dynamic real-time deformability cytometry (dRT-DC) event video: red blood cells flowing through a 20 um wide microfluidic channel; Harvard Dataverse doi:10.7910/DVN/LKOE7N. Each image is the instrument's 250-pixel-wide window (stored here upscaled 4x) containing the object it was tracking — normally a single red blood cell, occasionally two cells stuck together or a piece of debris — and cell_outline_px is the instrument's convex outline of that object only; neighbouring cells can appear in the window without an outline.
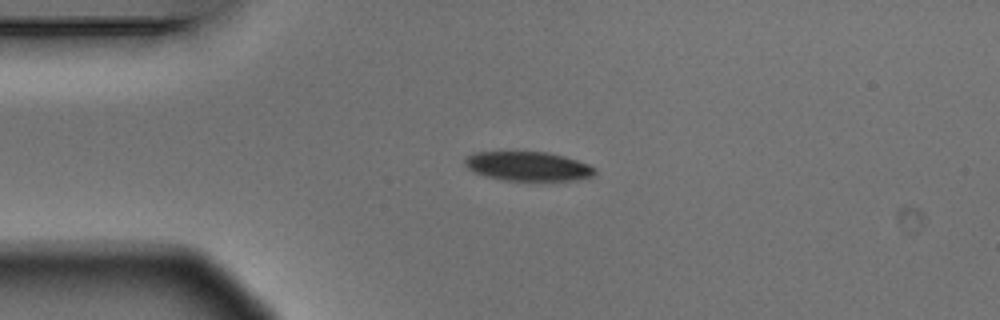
{"species": "Egyptian fruit bat (a non-hibernating species)", "species_latin": "Rousettus aegyptiacus", "temperature_condition": "warm", "stored_images_in_passage": 7, "camera_frame_rate_fps": 3000, "um_per_image_px": 0.085, "animal": {"sex": "male"}, "frame": {"image": 1, "passage_image": 1, "time_ms": 0.0, "image_size_px": [1000, 320], "cell_outline_px": [[596, 176], [576, 180], [504, 180], [484, 176], [468, 168], [464, 164], [464, 160], [472, 152], [548, 152], [564, 156], [588, 164], [596, 168]], "centroid_in_image_um": [44.91, 14.13], "position_along_channel_um": 40.1, "area_um2": 22.14}}
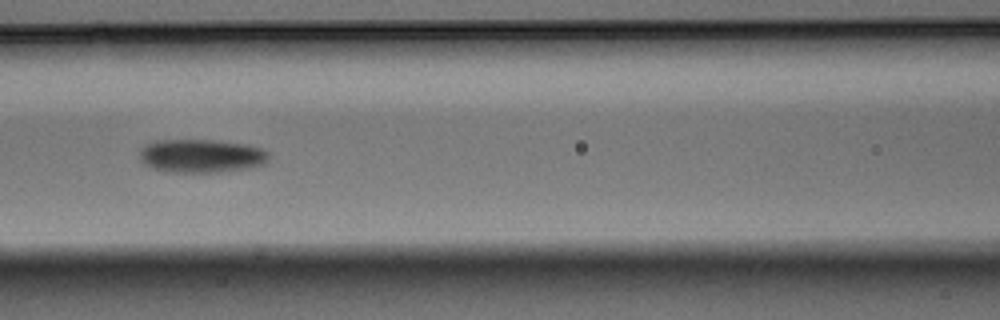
{"frame": {"image": 2, "passage_image": 4, "time_ms": 1.0, "image_size_px": [1000, 320], "cell_outline_px": [[268, 160], [264, 164], [256, 168], [228, 172], [164, 172], [152, 168], [144, 164], [140, 160], [140, 148], [144, 144], [156, 140], [212, 140], [248, 144], [260, 148], [268, 152]], "centroid_in_image_um": [17.12, 13.27], "position_along_channel_um": 149.5, "area_um2": 25.78}}
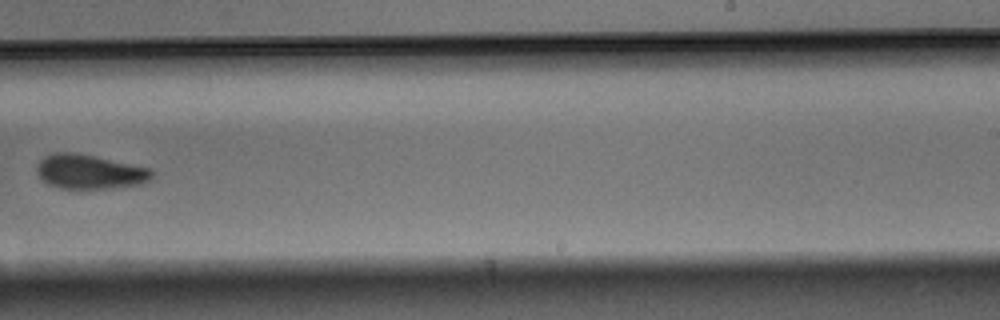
{"frame": {"image": 3, "passage_image": 7, "time_ms": 2.0, "image_size_px": [1000, 320], "cell_outline_px": [[152, 176], [144, 184], [108, 188], [60, 188], [48, 184], [36, 172], [36, 164], [44, 156], [52, 152], [72, 152], [92, 156], [148, 168], [152, 172]], "centroid_in_image_um": [7.56, 14.6], "position_along_channel_um": 281.4, "area_um2": 22.72}}